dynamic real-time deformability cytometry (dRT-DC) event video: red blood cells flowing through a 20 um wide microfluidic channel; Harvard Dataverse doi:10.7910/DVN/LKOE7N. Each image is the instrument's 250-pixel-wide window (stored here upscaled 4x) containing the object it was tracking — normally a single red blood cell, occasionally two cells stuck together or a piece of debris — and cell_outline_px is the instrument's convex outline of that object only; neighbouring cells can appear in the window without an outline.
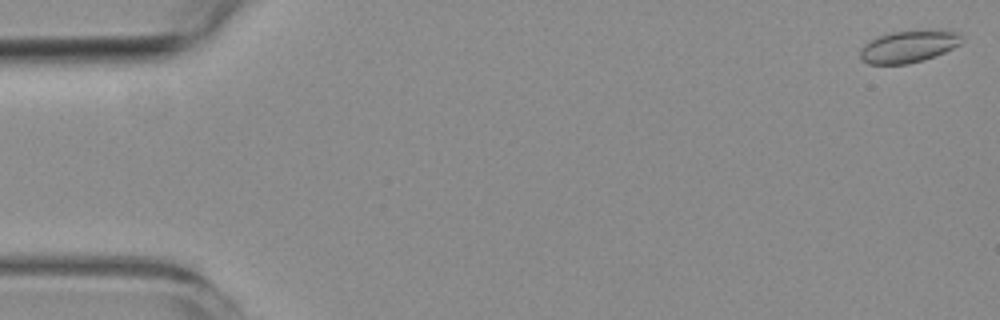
{"species": "common noctule bat (a hibernating species)", "species_latin": "Nyctalus noctula", "temperature_condition": "room temperature", "stored_images_in_passage": 4, "segment_of_instrument_passage": [2, 2], "camera_frame_rate_fps": 3000, "um_per_image_px": 0.085, "animal": {"sex": "female", "body_mass_g": 19.3, "forearm_length_mm": 54.1}, "frame": {"image": 1, "passage_image": 4, "time_ms": 4.333, "image_size_px": [1000, 320], "cell_outline_px": [[960, 44], [936, 56], [924, 60], [908, 64], [868, 64], [860, 60], [860, 48], [864, 44], [880, 36], [892, 32], [932, 28], [960, 32]], "centroid_in_image_um": [77.24, 3.94], "position_along_channel_um": 7.8, "area_um2": 19.31}}